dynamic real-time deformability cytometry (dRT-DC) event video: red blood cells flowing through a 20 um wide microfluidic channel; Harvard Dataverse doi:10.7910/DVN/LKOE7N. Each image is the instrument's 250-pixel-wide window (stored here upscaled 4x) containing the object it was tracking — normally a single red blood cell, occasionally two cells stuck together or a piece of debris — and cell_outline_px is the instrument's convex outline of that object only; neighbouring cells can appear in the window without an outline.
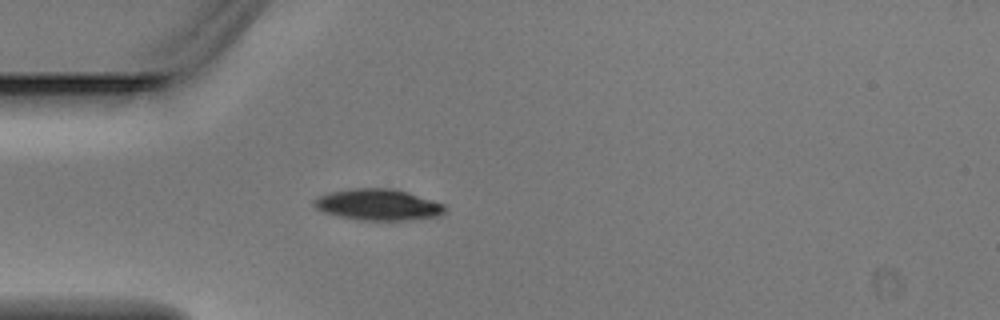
{"species": "Egyptian fruit bat (a non-hibernating species)", "species_latin": "Rousettus aegyptiacus", "temperature_condition": "warm", "stored_images_in_passage": 4, "camera_frame_rate_fps": 3000, "um_per_image_px": 0.085, "animal": {"sex": "male"}, "frame": {"image": 1, "passage_image": 4, "time_ms": 1.0, "image_size_px": [1000, 320], "cell_outline_px": [[444, 212], [436, 216], [404, 220], [360, 220], [340, 216], [324, 212], [316, 208], [312, 204], [312, 200], [328, 192], [352, 188], [392, 188], [408, 192], [444, 204]], "centroid_in_image_um": [32.08, 17.38], "position_along_channel_um": 52.9, "area_um2": 23.64}}